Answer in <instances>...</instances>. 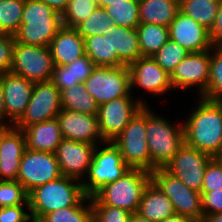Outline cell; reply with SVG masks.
Wrapping results in <instances>:
<instances>
[{
    "label": "cell",
    "mask_w": 222,
    "mask_h": 222,
    "mask_svg": "<svg viewBox=\"0 0 222 222\" xmlns=\"http://www.w3.org/2000/svg\"><path fill=\"white\" fill-rule=\"evenodd\" d=\"M193 111L183 122L185 144L219 157L222 153V101L199 97Z\"/></svg>",
    "instance_id": "6da1fadb"
},
{
    "label": "cell",
    "mask_w": 222,
    "mask_h": 222,
    "mask_svg": "<svg viewBox=\"0 0 222 222\" xmlns=\"http://www.w3.org/2000/svg\"><path fill=\"white\" fill-rule=\"evenodd\" d=\"M85 196L81 181L64 175L38 186L28 193L32 221L39 222L51 212L76 206Z\"/></svg>",
    "instance_id": "7a4b0ae2"
},
{
    "label": "cell",
    "mask_w": 222,
    "mask_h": 222,
    "mask_svg": "<svg viewBox=\"0 0 222 222\" xmlns=\"http://www.w3.org/2000/svg\"><path fill=\"white\" fill-rule=\"evenodd\" d=\"M62 16L39 0H25L16 42L26 45L49 47L56 33L62 28Z\"/></svg>",
    "instance_id": "3957f363"
},
{
    "label": "cell",
    "mask_w": 222,
    "mask_h": 222,
    "mask_svg": "<svg viewBox=\"0 0 222 222\" xmlns=\"http://www.w3.org/2000/svg\"><path fill=\"white\" fill-rule=\"evenodd\" d=\"M151 109L146 106V136L154 171L165 168L185 140L183 122L176 125Z\"/></svg>",
    "instance_id": "277c9868"
},
{
    "label": "cell",
    "mask_w": 222,
    "mask_h": 222,
    "mask_svg": "<svg viewBox=\"0 0 222 222\" xmlns=\"http://www.w3.org/2000/svg\"><path fill=\"white\" fill-rule=\"evenodd\" d=\"M151 180V172L131 168L115 182L105 185L90 197L92 205H109L136 213L143 192Z\"/></svg>",
    "instance_id": "5b68a950"
},
{
    "label": "cell",
    "mask_w": 222,
    "mask_h": 222,
    "mask_svg": "<svg viewBox=\"0 0 222 222\" xmlns=\"http://www.w3.org/2000/svg\"><path fill=\"white\" fill-rule=\"evenodd\" d=\"M102 145L103 148L101 144L96 146L87 175L81 182L88 197H92L102 187L115 182L131 169L113 142H104Z\"/></svg>",
    "instance_id": "8992f818"
},
{
    "label": "cell",
    "mask_w": 222,
    "mask_h": 222,
    "mask_svg": "<svg viewBox=\"0 0 222 222\" xmlns=\"http://www.w3.org/2000/svg\"><path fill=\"white\" fill-rule=\"evenodd\" d=\"M146 135V106H144L113 143L119 148L124 162L130 168H141L152 172L153 162L149 154Z\"/></svg>",
    "instance_id": "52a82bcc"
},
{
    "label": "cell",
    "mask_w": 222,
    "mask_h": 222,
    "mask_svg": "<svg viewBox=\"0 0 222 222\" xmlns=\"http://www.w3.org/2000/svg\"><path fill=\"white\" fill-rule=\"evenodd\" d=\"M83 84L99 106L115 98L133 97L127 65L95 66Z\"/></svg>",
    "instance_id": "ba28073f"
},
{
    "label": "cell",
    "mask_w": 222,
    "mask_h": 222,
    "mask_svg": "<svg viewBox=\"0 0 222 222\" xmlns=\"http://www.w3.org/2000/svg\"><path fill=\"white\" fill-rule=\"evenodd\" d=\"M152 180L172 202L176 214L201 222L204 215L201 193L188 188L178 177L165 168L151 172Z\"/></svg>",
    "instance_id": "9c48e42d"
},
{
    "label": "cell",
    "mask_w": 222,
    "mask_h": 222,
    "mask_svg": "<svg viewBox=\"0 0 222 222\" xmlns=\"http://www.w3.org/2000/svg\"><path fill=\"white\" fill-rule=\"evenodd\" d=\"M54 62L49 47L26 45L15 41L10 72L39 83L52 78Z\"/></svg>",
    "instance_id": "30bf717a"
},
{
    "label": "cell",
    "mask_w": 222,
    "mask_h": 222,
    "mask_svg": "<svg viewBox=\"0 0 222 222\" xmlns=\"http://www.w3.org/2000/svg\"><path fill=\"white\" fill-rule=\"evenodd\" d=\"M134 98L119 97L99 106V129L105 142H113L136 113L144 106H149L142 96Z\"/></svg>",
    "instance_id": "8fae6325"
},
{
    "label": "cell",
    "mask_w": 222,
    "mask_h": 222,
    "mask_svg": "<svg viewBox=\"0 0 222 222\" xmlns=\"http://www.w3.org/2000/svg\"><path fill=\"white\" fill-rule=\"evenodd\" d=\"M61 109L60 91L51 80L34 83L25 113L14 126L23 130L30 125L56 118Z\"/></svg>",
    "instance_id": "7c38bea8"
},
{
    "label": "cell",
    "mask_w": 222,
    "mask_h": 222,
    "mask_svg": "<svg viewBox=\"0 0 222 222\" xmlns=\"http://www.w3.org/2000/svg\"><path fill=\"white\" fill-rule=\"evenodd\" d=\"M62 176L56 155L50 152L26 149L19 166L17 181L27 193Z\"/></svg>",
    "instance_id": "4fadbf2b"
},
{
    "label": "cell",
    "mask_w": 222,
    "mask_h": 222,
    "mask_svg": "<svg viewBox=\"0 0 222 222\" xmlns=\"http://www.w3.org/2000/svg\"><path fill=\"white\" fill-rule=\"evenodd\" d=\"M212 158L184 143L165 169L178 177L188 188L201 193L205 169Z\"/></svg>",
    "instance_id": "5bb4252c"
},
{
    "label": "cell",
    "mask_w": 222,
    "mask_h": 222,
    "mask_svg": "<svg viewBox=\"0 0 222 222\" xmlns=\"http://www.w3.org/2000/svg\"><path fill=\"white\" fill-rule=\"evenodd\" d=\"M211 63L210 50L189 53L171 74V83L174 90L196 88L201 97L207 89Z\"/></svg>",
    "instance_id": "9a60e30c"
},
{
    "label": "cell",
    "mask_w": 222,
    "mask_h": 222,
    "mask_svg": "<svg viewBox=\"0 0 222 222\" xmlns=\"http://www.w3.org/2000/svg\"><path fill=\"white\" fill-rule=\"evenodd\" d=\"M97 145L62 139L55 152L62 175L83 181Z\"/></svg>",
    "instance_id": "2e32d148"
},
{
    "label": "cell",
    "mask_w": 222,
    "mask_h": 222,
    "mask_svg": "<svg viewBox=\"0 0 222 222\" xmlns=\"http://www.w3.org/2000/svg\"><path fill=\"white\" fill-rule=\"evenodd\" d=\"M131 92L139 87L152 95H164L174 88L171 75L163 70L152 57H140L129 66Z\"/></svg>",
    "instance_id": "e0dca14e"
},
{
    "label": "cell",
    "mask_w": 222,
    "mask_h": 222,
    "mask_svg": "<svg viewBox=\"0 0 222 222\" xmlns=\"http://www.w3.org/2000/svg\"><path fill=\"white\" fill-rule=\"evenodd\" d=\"M62 138L93 145L104 143L97 115L61 109L57 115Z\"/></svg>",
    "instance_id": "ac0fdd59"
},
{
    "label": "cell",
    "mask_w": 222,
    "mask_h": 222,
    "mask_svg": "<svg viewBox=\"0 0 222 222\" xmlns=\"http://www.w3.org/2000/svg\"><path fill=\"white\" fill-rule=\"evenodd\" d=\"M169 39L178 43L189 53L212 48L210 31L180 10L169 25Z\"/></svg>",
    "instance_id": "d6986e66"
},
{
    "label": "cell",
    "mask_w": 222,
    "mask_h": 222,
    "mask_svg": "<svg viewBox=\"0 0 222 222\" xmlns=\"http://www.w3.org/2000/svg\"><path fill=\"white\" fill-rule=\"evenodd\" d=\"M7 117L15 124L25 113L34 83L12 72L0 74Z\"/></svg>",
    "instance_id": "ffe728a7"
},
{
    "label": "cell",
    "mask_w": 222,
    "mask_h": 222,
    "mask_svg": "<svg viewBox=\"0 0 222 222\" xmlns=\"http://www.w3.org/2000/svg\"><path fill=\"white\" fill-rule=\"evenodd\" d=\"M25 150L22 130L15 126L0 130V180H17Z\"/></svg>",
    "instance_id": "44dd1931"
},
{
    "label": "cell",
    "mask_w": 222,
    "mask_h": 222,
    "mask_svg": "<svg viewBox=\"0 0 222 222\" xmlns=\"http://www.w3.org/2000/svg\"><path fill=\"white\" fill-rule=\"evenodd\" d=\"M110 66H129L142 57L136 28L114 25L109 29Z\"/></svg>",
    "instance_id": "7402d4cb"
},
{
    "label": "cell",
    "mask_w": 222,
    "mask_h": 222,
    "mask_svg": "<svg viewBox=\"0 0 222 222\" xmlns=\"http://www.w3.org/2000/svg\"><path fill=\"white\" fill-rule=\"evenodd\" d=\"M49 49L55 66H64L86 55L84 38L75 28L64 27L56 33Z\"/></svg>",
    "instance_id": "603a6c76"
},
{
    "label": "cell",
    "mask_w": 222,
    "mask_h": 222,
    "mask_svg": "<svg viewBox=\"0 0 222 222\" xmlns=\"http://www.w3.org/2000/svg\"><path fill=\"white\" fill-rule=\"evenodd\" d=\"M26 149L54 153L62 141L57 118L30 125L23 130Z\"/></svg>",
    "instance_id": "cb8c5ba5"
},
{
    "label": "cell",
    "mask_w": 222,
    "mask_h": 222,
    "mask_svg": "<svg viewBox=\"0 0 222 222\" xmlns=\"http://www.w3.org/2000/svg\"><path fill=\"white\" fill-rule=\"evenodd\" d=\"M137 213L151 222H161L175 214L172 202L151 180L145 188Z\"/></svg>",
    "instance_id": "d4e9b609"
},
{
    "label": "cell",
    "mask_w": 222,
    "mask_h": 222,
    "mask_svg": "<svg viewBox=\"0 0 222 222\" xmlns=\"http://www.w3.org/2000/svg\"><path fill=\"white\" fill-rule=\"evenodd\" d=\"M95 64L84 55L64 66H55L51 81L61 92L70 86L83 83L92 73Z\"/></svg>",
    "instance_id": "484cf974"
},
{
    "label": "cell",
    "mask_w": 222,
    "mask_h": 222,
    "mask_svg": "<svg viewBox=\"0 0 222 222\" xmlns=\"http://www.w3.org/2000/svg\"><path fill=\"white\" fill-rule=\"evenodd\" d=\"M179 11V0H139L140 23L169 27Z\"/></svg>",
    "instance_id": "4316f807"
},
{
    "label": "cell",
    "mask_w": 222,
    "mask_h": 222,
    "mask_svg": "<svg viewBox=\"0 0 222 222\" xmlns=\"http://www.w3.org/2000/svg\"><path fill=\"white\" fill-rule=\"evenodd\" d=\"M61 106L68 109L89 115H97L99 105L94 97L87 91L83 83L70 86L60 92Z\"/></svg>",
    "instance_id": "83f0119b"
},
{
    "label": "cell",
    "mask_w": 222,
    "mask_h": 222,
    "mask_svg": "<svg viewBox=\"0 0 222 222\" xmlns=\"http://www.w3.org/2000/svg\"><path fill=\"white\" fill-rule=\"evenodd\" d=\"M142 57H153L169 40V28L152 23H140L137 28Z\"/></svg>",
    "instance_id": "f1b7e54d"
},
{
    "label": "cell",
    "mask_w": 222,
    "mask_h": 222,
    "mask_svg": "<svg viewBox=\"0 0 222 222\" xmlns=\"http://www.w3.org/2000/svg\"><path fill=\"white\" fill-rule=\"evenodd\" d=\"M220 0H179V10L207 30L216 22Z\"/></svg>",
    "instance_id": "f546056e"
},
{
    "label": "cell",
    "mask_w": 222,
    "mask_h": 222,
    "mask_svg": "<svg viewBox=\"0 0 222 222\" xmlns=\"http://www.w3.org/2000/svg\"><path fill=\"white\" fill-rule=\"evenodd\" d=\"M105 10L116 26L137 28L140 24L139 0L107 2Z\"/></svg>",
    "instance_id": "4dcf8cb0"
},
{
    "label": "cell",
    "mask_w": 222,
    "mask_h": 222,
    "mask_svg": "<svg viewBox=\"0 0 222 222\" xmlns=\"http://www.w3.org/2000/svg\"><path fill=\"white\" fill-rule=\"evenodd\" d=\"M39 222H93L91 199L85 196L76 206L51 212Z\"/></svg>",
    "instance_id": "1f68e13d"
},
{
    "label": "cell",
    "mask_w": 222,
    "mask_h": 222,
    "mask_svg": "<svg viewBox=\"0 0 222 222\" xmlns=\"http://www.w3.org/2000/svg\"><path fill=\"white\" fill-rule=\"evenodd\" d=\"M210 53L208 86L201 97L208 100L222 101V45H213Z\"/></svg>",
    "instance_id": "d6a6232c"
},
{
    "label": "cell",
    "mask_w": 222,
    "mask_h": 222,
    "mask_svg": "<svg viewBox=\"0 0 222 222\" xmlns=\"http://www.w3.org/2000/svg\"><path fill=\"white\" fill-rule=\"evenodd\" d=\"M25 0L0 2V32L14 35L20 28Z\"/></svg>",
    "instance_id": "836d02e7"
},
{
    "label": "cell",
    "mask_w": 222,
    "mask_h": 222,
    "mask_svg": "<svg viewBox=\"0 0 222 222\" xmlns=\"http://www.w3.org/2000/svg\"><path fill=\"white\" fill-rule=\"evenodd\" d=\"M85 53L96 66H110L109 29L84 39Z\"/></svg>",
    "instance_id": "e575fe53"
},
{
    "label": "cell",
    "mask_w": 222,
    "mask_h": 222,
    "mask_svg": "<svg viewBox=\"0 0 222 222\" xmlns=\"http://www.w3.org/2000/svg\"><path fill=\"white\" fill-rule=\"evenodd\" d=\"M114 26L105 8L97 7L85 20L80 22L75 29L85 39L92 35L105 34V31Z\"/></svg>",
    "instance_id": "d590c367"
},
{
    "label": "cell",
    "mask_w": 222,
    "mask_h": 222,
    "mask_svg": "<svg viewBox=\"0 0 222 222\" xmlns=\"http://www.w3.org/2000/svg\"><path fill=\"white\" fill-rule=\"evenodd\" d=\"M98 7L97 0H69L62 16L64 27L75 28Z\"/></svg>",
    "instance_id": "8d00e7d4"
},
{
    "label": "cell",
    "mask_w": 222,
    "mask_h": 222,
    "mask_svg": "<svg viewBox=\"0 0 222 222\" xmlns=\"http://www.w3.org/2000/svg\"><path fill=\"white\" fill-rule=\"evenodd\" d=\"M188 54L189 52L185 48L169 39L152 58L171 75Z\"/></svg>",
    "instance_id": "74e56055"
},
{
    "label": "cell",
    "mask_w": 222,
    "mask_h": 222,
    "mask_svg": "<svg viewBox=\"0 0 222 222\" xmlns=\"http://www.w3.org/2000/svg\"><path fill=\"white\" fill-rule=\"evenodd\" d=\"M28 203V193L17 180H0V207Z\"/></svg>",
    "instance_id": "f35d334b"
},
{
    "label": "cell",
    "mask_w": 222,
    "mask_h": 222,
    "mask_svg": "<svg viewBox=\"0 0 222 222\" xmlns=\"http://www.w3.org/2000/svg\"><path fill=\"white\" fill-rule=\"evenodd\" d=\"M93 222H129L131 212L109 205H92Z\"/></svg>",
    "instance_id": "ab89813d"
},
{
    "label": "cell",
    "mask_w": 222,
    "mask_h": 222,
    "mask_svg": "<svg viewBox=\"0 0 222 222\" xmlns=\"http://www.w3.org/2000/svg\"><path fill=\"white\" fill-rule=\"evenodd\" d=\"M222 188V161L213 157L205 169L201 191H213Z\"/></svg>",
    "instance_id": "60d3db41"
},
{
    "label": "cell",
    "mask_w": 222,
    "mask_h": 222,
    "mask_svg": "<svg viewBox=\"0 0 222 222\" xmlns=\"http://www.w3.org/2000/svg\"><path fill=\"white\" fill-rule=\"evenodd\" d=\"M14 45V35L0 32V74L11 70Z\"/></svg>",
    "instance_id": "b9f144b4"
},
{
    "label": "cell",
    "mask_w": 222,
    "mask_h": 222,
    "mask_svg": "<svg viewBox=\"0 0 222 222\" xmlns=\"http://www.w3.org/2000/svg\"><path fill=\"white\" fill-rule=\"evenodd\" d=\"M29 211V204L0 207V222H33Z\"/></svg>",
    "instance_id": "7bdbcfd3"
},
{
    "label": "cell",
    "mask_w": 222,
    "mask_h": 222,
    "mask_svg": "<svg viewBox=\"0 0 222 222\" xmlns=\"http://www.w3.org/2000/svg\"><path fill=\"white\" fill-rule=\"evenodd\" d=\"M204 215L222 213V188L213 191H201Z\"/></svg>",
    "instance_id": "ee69618b"
},
{
    "label": "cell",
    "mask_w": 222,
    "mask_h": 222,
    "mask_svg": "<svg viewBox=\"0 0 222 222\" xmlns=\"http://www.w3.org/2000/svg\"><path fill=\"white\" fill-rule=\"evenodd\" d=\"M210 41L212 45H222V0H220L216 22L210 30Z\"/></svg>",
    "instance_id": "f6af8a7d"
},
{
    "label": "cell",
    "mask_w": 222,
    "mask_h": 222,
    "mask_svg": "<svg viewBox=\"0 0 222 222\" xmlns=\"http://www.w3.org/2000/svg\"><path fill=\"white\" fill-rule=\"evenodd\" d=\"M14 126V123L7 117L4 107V92L0 84V130Z\"/></svg>",
    "instance_id": "bcb514c9"
},
{
    "label": "cell",
    "mask_w": 222,
    "mask_h": 222,
    "mask_svg": "<svg viewBox=\"0 0 222 222\" xmlns=\"http://www.w3.org/2000/svg\"><path fill=\"white\" fill-rule=\"evenodd\" d=\"M51 7L55 12L63 14L69 0H39Z\"/></svg>",
    "instance_id": "7dc6e473"
},
{
    "label": "cell",
    "mask_w": 222,
    "mask_h": 222,
    "mask_svg": "<svg viewBox=\"0 0 222 222\" xmlns=\"http://www.w3.org/2000/svg\"><path fill=\"white\" fill-rule=\"evenodd\" d=\"M161 222H196L193 219L180 215V214H174L170 217H167L166 219L162 220Z\"/></svg>",
    "instance_id": "c3c4849f"
},
{
    "label": "cell",
    "mask_w": 222,
    "mask_h": 222,
    "mask_svg": "<svg viewBox=\"0 0 222 222\" xmlns=\"http://www.w3.org/2000/svg\"><path fill=\"white\" fill-rule=\"evenodd\" d=\"M201 222H222V213L203 215Z\"/></svg>",
    "instance_id": "681fc988"
},
{
    "label": "cell",
    "mask_w": 222,
    "mask_h": 222,
    "mask_svg": "<svg viewBox=\"0 0 222 222\" xmlns=\"http://www.w3.org/2000/svg\"><path fill=\"white\" fill-rule=\"evenodd\" d=\"M129 222H151V221L146 219V218H144V217H142L141 215H139L136 212V213H132Z\"/></svg>",
    "instance_id": "f907efd6"
},
{
    "label": "cell",
    "mask_w": 222,
    "mask_h": 222,
    "mask_svg": "<svg viewBox=\"0 0 222 222\" xmlns=\"http://www.w3.org/2000/svg\"><path fill=\"white\" fill-rule=\"evenodd\" d=\"M116 1H120V0H97V3H98V7L106 8L107 2H116Z\"/></svg>",
    "instance_id": "816d5d0a"
},
{
    "label": "cell",
    "mask_w": 222,
    "mask_h": 222,
    "mask_svg": "<svg viewBox=\"0 0 222 222\" xmlns=\"http://www.w3.org/2000/svg\"><path fill=\"white\" fill-rule=\"evenodd\" d=\"M219 159L222 161V153H221V155L219 156Z\"/></svg>",
    "instance_id": "f5cc1de1"
}]
</instances>
